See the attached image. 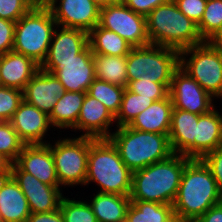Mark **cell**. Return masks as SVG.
Segmentation results:
<instances>
[{
    "label": "cell",
    "mask_w": 222,
    "mask_h": 222,
    "mask_svg": "<svg viewBox=\"0 0 222 222\" xmlns=\"http://www.w3.org/2000/svg\"><path fill=\"white\" fill-rule=\"evenodd\" d=\"M222 202L216 180L201 159H191L183 170L173 211L177 222H194Z\"/></svg>",
    "instance_id": "obj_1"
},
{
    "label": "cell",
    "mask_w": 222,
    "mask_h": 222,
    "mask_svg": "<svg viewBox=\"0 0 222 222\" xmlns=\"http://www.w3.org/2000/svg\"><path fill=\"white\" fill-rule=\"evenodd\" d=\"M190 160L174 153L165 160L133 171L130 200L173 205L183 170Z\"/></svg>",
    "instance_id": "obj_2"
},
{
    "label": "cell",
    "mask_w": 222,
    "mask_h": 222,
    "mask_svg": "<svg viewBox=\"0 0 222 222\" xmlns=\"http://www.w3.org/2000/svg\"><path fill=\"white\" fill-rule=\"evenodd\" d=\"M146 24L151 45L181 51L205 42L199 34L197 24L187 18L173 0L154 8L146 16Z\"/></svg>",
    "instance_id": "obj_3"
},
{
    "label": "cell",
    "mask_w": 222,
    "mask_h": 222,
    "mask_svg": "<svg viewBox=\"0 0 222 222\" xmlns=\"http://www.w3.org/2000/svg\"><path fill=\"white\" fill-rule=\"evenodd\" d=\"M132 174L109 139L90 143L85 185L92 181L98 183L101 193L130 195Z\"/></svg>",
    "instance_id": "obj_4"
},
{
    "label": "cell",
    "mask_w": 222,
    "mask_h": 222,
    "mask_svg": "<svg viewBox=\"0 0 222 222\" xmlns=\"http://www.w3.org/2000/svg\"><path fill=\"white\" fill-rule=\"evenodd\" d=\"M108 139L132 172L165 160L174 154L168 135L140 131L128 125L118 127Z\"/></svg>",
    "instance_id": "obj_5"
},
{
    "label": "cell",
    "mask_w": 222,
    "mask_h": 222,
    "mask_svg": "<svg viewBox=\"0 0 222 222\" xmlns=\"http://www.w3.org/2000/svg\"><path fill=\"white\" fill-rule=\"evenodd\" d=\"M55 19L49 8L32 7L15 24L13 51L41 65L50 47Z\"/></svg>",
    "instance_id": "obj_6"
},
{
    "label": "cell",
    "mask_w": 222,
    "mask_h": 222,
    "mask_svg": "<svg viewBox=\"0 0 222 222\" xmlns=\"http://www.w3.org/2000/svg\"><path fill=\"white\" fill-rule=\"evenodd\" d=\"M128 83L141 79L156 83H171L180 67V51L159 45L134 47L127 55Z\"/></svg>",
    "instance_id": "obj_7"
},
{
    "label": "cell",
    "mask_w": 222,
    "mask_h": 222,
    "mask_svg": "<svg viewBox=\"0 0 222 222\" xmlns=\"http://www.w3.org/2000/svg\"><path fill=\"white\" fill-rule=\"evenodd\" d=\"M189 54L191 56L186 60L185 56ZM180 68L212 97H222V51L208 41L181 50Z\"/></svg>",
    "instance_id": "obj_8"
},
{
    "label": "cell",
    "mask_w": 222,
    "mask_h": 222,
    "mask_svg": "<svg viewBox=\"0 0 222 222\" xmlns=\"http://www.w3.org/2000/svg\"><path fill=\"white\" fill-rule=\"evenodd\" d=\"M94 138L80 136L49 144L59 185H85L90 143Z\"/></svg>",
    "instance_id": "obj_9"
},
{
    "label": "cell",
    "mask_w": 222,
    "mask_h": 222,
    "mask_svg": "<svg viewBox=\"0 0 222 222\" xmlns=\"http://www.w3.org/2000/svg\"><path fill=\"white\" fill-rule=\"evenodd\" d=\"M98 25L117 33L133 48L150 45L146 17L129 9L121 0L100 7Z\"/></svg>",
    "instance_id": "obj_10"
},
{
    "label": "cell",
    "mask_w": 222,
    "mask_h": 222,
    "mask_svg": "<svg viewBox=\"0 0 222 222\" xmlns=\"http://www.w3.org/2000/svg\"><path fill=\"white\" fill-rule=\"evenodd\" d=\"M40 69L54 74L65 91L70 92H87L96 79L93 53L89 45L69 62H43Z\"/></svg>",
    "instance_id": "obj_11"
},
{
    "label": "cell",
    "mask_w": 222,
    "mask_h": 222,
    "mask_svg": "<svg viewBox=\"0 0 222 222\" xmlns=\"http://www.w3.org/2000/svg\"><path fill=\"white\" fill-rule=\"evenodd\" d=\"M169 95L177 109L201 115L214 108L213 97L180 67L173 74Z\"/></svg>",
    "instance_id": "obj_12"
},
{
    "label": "cell",
    "mask_w": 222,
    "mask_h": 222,
    "mask_svg": "<svg viewBox=\"0 0 222 222\" xmlns=\"http://www.w3.org/2000/svg\"><path fill=\"white\" fill-rule=\"evenodd\" d=\"M10 175L24 193L31 213L51 212L59 209L62 193L59 186H51L38 180L15 163H12Z\"/></svg>",
    "instance_id": "obj_13"
},
{
    "label": "cell",
    "mask_w": 222,
    "mask_h": 222,
    "mask_svg": "<svg viewBox=\"0 0 222 222\" xmlns=\"http://www.w3.org/2000/svg\"><path fill=\"white\" fill-rule=\"evenodd\" d=\"M50 9L57 27L84 30L89 33L99 23L100 6L92 0H60Z\"/></svg>",
    "instance_id": "obj_14"
},
{
    "label": "cell",
    "mask_w": 222,
    "mask_h": 222,
    "mask_svg": "<svg viewBox=\"0 0 222 222\" xmlns=\"http://www.w3.org/2000/svg\"><path fill=\"white\" fill-rule=\"evenodd\" d=\"M14 163L41 182L60 186L51 149L46 141L44 144H25Z\"/></svg>",
    "instance_id": "obj_15"
},
{
    "label": "cell",
    "mask_w": 222,
    "mask_h": 222,
    "mask_svg": "<svg viewBox=\"0 0 222 222\" xmlns=\"http://www.w3.org/2000/svg\"><path fill=\"white\" fill-rule=\"evenodd\" d=\"M64 92V86L54 74L39 69L26 84L23 99L49 116Z\"/></svg>",
    "instance_id": "obj_16"
},
{
    "label": "cell",
    "mask_w": 222,
    "mask_h": 222,
    "mask_svg": "<svg viewBox=\"0 0 222 222\" xmlns=\"http://www.w3.org/2000/svg\"><path fill=\"white\" fill-rule=\"evenodd\" d=\"M24 144H44L48 127L52 126L49 116L34 105L21 102L9 121Z\"/></svg>",
    "instance_id": "obj_17"
},
{
    "label": "cell",
    "mask_w": 222,
    "mask_h": 222,
    "mask_svg": "<svg viewBox=\"0 0 222 222\" xmlns=\"http://www.w3.org/2000/svg\"><path fill=\"white\" fill-rule=\"evenodd\" d=\"M114 120L115 117L103 103L86 93L77 123L73 128L85 131V134L80 136L108 139L112 134L108 132V128Z\"/></svg>",
    "instance_id": "obj_18"
},
{
    "label": "cell",
    "mask_w": 222,
    "mask_h": 222,
    "mask_svg": "<svg viewBox=\"0 0 222 222\" xmlns=\"http://www.w3.org/2000/svg\"><path fill=\"white\" fill-rule=\"evenodd\" d=\"M39 69L32 58L15 51L0 55V85L23 91Z\"/></svg>",
    "instance_id": "obj_19"
},
{
    "label": "cell",
    "mask_w": 222,
    "mask_h": 222,
    "mask_svg": "<svg viewBox=\"0 0 222 222\" xmlns=\"http://www.w3.org/2000/svg\"><path fill=\"white\" fill-rule=\"evenodd\" d=\"M199 115L173 107L169 141L173 153L194 159V136Z\"/></svg>",
    "instance_id": "obj_20"
},
{
    "label": "cell",
    "mask_w": 222,
    "mask_h": 222,
    "mask_svg": "<svg viewBox=\"0 0 222 222\" xmlns=\"http://www.w3.org/2000/svg\"><path fill=\"white\" fill-rule=\"evenodd\" d=\"M31 212L20 186L11 175L0 177V219L3 222H27Z\"/></svg>",
    "instance_id": "obj_21"
},
{
    "label": "cell",
    "mask_w": 222,
    "mask_h": 222,
    "mask_svg": "<svg viewBox=\"0 0 222 222\" xmlns=\"http://www.w3.org/2000/svg\"><path fill=\"white\" fill-rule=\"evenodd\" d=\"M88 33L84 30L64 28L54 30L47 56L43 62H69L88 46Z\"/></svg>",
    "instance_id": "obj_22"
},
{
    "label": "cell",
    "mask_w": 222,
    "mask_h": 222,
    "mask_svg": "<svg viewBox=\"0 0 222 222\" xmlns=\"http://www.w3.org/2000/svg\"><path fill=\"white\" fill-rule=\"evenodd\" d=\"M222 146V115L215 108L199 115L194 136V159Z\"/></svg>",
    "instance_id": "obj_23"
},
{
    "label": "cell",
    "mask_w": 222,
    "mask_h": 222,
    "mask_svg": "<svg viewBox=\"0 0 222 222\" xmlns=\"http://www.w3.org/2000/svg\"><path fill=\"white\" fill-rule=\"evenodd\" d=\"M173 104L170 95L154 101L128 125L145 132L169 135Z\"/></svg>",
    "instance_id": "obj_24"
},
{
    "label": "cell",
    "mask_w": 222,
    "mask_h": 222,
    "mask_svg": "<svg viewBox=\"0 0 222 222\" xmlns=\"http://www.w3.org/2000/svg\"><path fill=\"white\" fill-rule=\"evenodd\" d=\"M130 203L129 195L98 192L90 205L98 222H125Z\"/></svg>",
    "instance_id": "obj_25"
},
{
    "label": "cell",
    "mask_w": 222,
    "mask_h": 222,
    "mask_svg": "<svg viewBox=\"0 0 222 222\" xmlns=\"http://www.w3.org/2000/svg\"><path fill=\"white\" fill-rule=\"evenodd\" d=\"M86 93L65 91L58 98L49 115L52 127L73 128L77 123Z\"/></svg>",
    "instance_id": "obj_26"
},
{
    "label": "cell",
    "mask_w": 222,
    "mask_h": 222,
    "mask_svg": "<svg viewBox=\"0 0 222 222\" xmlns=\"http://www.w3.org/2000/svg\"><path fill=\"white\" fill-rule=\"evenodd\" d=\"M88 44L93 54L127 56L133 48L115 32L95 26L88 33Z\"/></svg>",
    "instance_id": "obj_27"
},
{
    "label": "cell",
    "mask_w": 222,
    "mask_h": 222,
    "mask_svg": "<svg viewBox=\"0 0 222 222\" xmlns=\"http://www.w3.org/2000/svg\"><path fill=\"white\" fill-rule=\"evenodd\" d=\"M125 222H177V219L171 204L131 201Z\"/></svg>",
    "instance_id": "obj_28"
},
{
    "label": "cell",
    "mask_w": 222,
    "mask_h": 222,
    "mask_svg": "<svg viewBox=\"0 0 222 222\" xmlns=\"http://www.w3.org/2000/svg\"><path fill=\"white\" fill-rule=\"evenodd\" d=\"M96 79L127 87V56L93 54Z\"/></svg>",
    "instance_id": "obj_29"
},
{
    "label": "cell",
    "mask_w": 222,
    "mask_h": 222,
    "mask_svg": "<svg viewBox=\"0 0 222 222\" xmlns=\"http://www.w3.org/2000/svg\"><path fill=\"white\" fill-rule=\"evenodd\" d=\"M125 87L95 79L89 86L87 94L99 100L116 117L120 111Z\"/></svg>",
    "instance_id": "obj_30"
},
{
    "label": "cell",
    "mask_w": 222,
    "mask_h": 222,
    "mask_svg": "<svg viewBox=\"0 0 222 222\" xmlns=\"http://www.w3.org/2000/svg\"><path fill=\"white\" fill-rule=\"evenodd\" d=\"M154 101L149 97H143L140 94H135L125 88L120 111L115 117L117 127L129 125L134 118L147 109Z\"/></svg>",
    "instance_id": "obj_31"
},
{
    "label": "cell",
    "mask_w": 222,
    "mask_h": 222,
    "mask_svg": "<svg viewBox=\"0 0 222 222\" xmlns=\"http://www.w3.org/2000/svg\"><path fill=\"white\" fill-rule=\"evenodd\" d=\"M197 27L204 41H209L222 28V0H207L203 17Z\"/></svg>",
    "instance_id": "obj_32"
},
{
    "label": "cell",
    "mask_w": 222,
    "mask_h": 222,
    "mask_svg": "<svg viewBox=\"0 0 222 222\" xmlns=\"http://www.w3.org/2000/svg\"><path fill=\"white\" fill-rule=\"evenodd\" d=\"M59 208L64 222H98L90 203L62 197Z\"/></svg>",
    "instance_id": "obj_33"
},
{
    "label": "cell",
    "mask_w": 222,
    "mask_h": 222,
    "mask_svg": "<svg viewBox=\"0 0 222 222\" xmlns=\"http://www.w3.org/2000/svg\"><path fill=\"white\" fill-rule=\"evenodd\" d=\"M24 142L9 121H0V153L14 163L21 153Z\"/></svg>",
    "instance_id": "obj_34"
},
{
    "label": "cell",
    "mask_w": 222,
    "mask_h": 222,
    "mask_svg": "<svg viewBox=\"0 0 222 222\" xmlns=\"http://www.w3.org/2000/svg\"><path fill=\"white\" fill-rule=\"evenodd\" d=\"M171 83H156L147 80H133L127 85V89L143 97H149L153 101L162 100L169 95Z\"/></svg>",
    "instance_id": "obj_35"
},
{
    "label": "cell",
    "mask_w": 222,
    "mask_h": 222,
    "mask_svg": "<svg viewBox=\"0 0 222 222\" xmlns=\"http://www.w3.org/2000/svg\"><path fill=\"white\" fill-rule=\"evenodd\" d=\"M23 100L22 90L0 85V121H10Z\"/></svg>",
    "instance_id": "obj_36"
},
{
    "label": "cell",
    "mask_w": 222,
    "mask_h": 222,
    "mask_svg": "<svg viewBox=\"0 0 222 222\" xmlns=\"http://www.w3.org/2000/svg\"><path fill=\"white\" fill-rule=\"evenodd\" d=\"M32 7L28 0H0V18L17 22Z\"/></svg>",
    "instance_id": "obj_37"
},
{
    "label": "cell",
    "mask_w": 222,
    "mask_h": 222,
    "mask_svg": "<svg viewBox=\"0 0 222 222\" xmlns=\"http://www.w3.org/2000/svg\"><path fill=\"white\" fill-rule=\"evenodd\" d=\"M177 8L197 25L200 23L207 0H173Z\"/></svg>",
    "instance_id": "obj_38"
},
{
    "label": "cell",
    "mask_w": 222,
    "mask_h": 222,
    "mask_svg": "<svg viewBox=\"0 0 222 222\" xmlns=\"http://www.w3.org/2000/svg\"><path fill=\"white\" fill-rule=\"evenodd\" d=\"M201 160L209 168L213 178L216 180L218 190L222 194V146L207 153Z\"/></svg>",
    "instance_id": "obj_39"
},
{
    "label": "cell",
    "mask_w": 222,
    "mask_h": 222,
    "mask_svg": "<svg viewBox=\"0 0 222 222\" xmlns=\"http://www.w3.org/2000/svg\"><path fill=\"white\" fill-rule=\"evenodd\" d=\"M16 22L0 18V55L13 51Z\"/></svg>",
    "instance_id": "obj_40"
},
{
    "label": "cell",
    "mask_w": 222,
    "mask_h": 222,
    "mask_svg": "<svg viewBox=\"0 0 222 222\" xmlns=\"http://www.w3.org/2000/svg\"><path fill=\"white\" fill-rule=\"evenodd\" d=\"M129 9L143 16H147L154 8L168 0H121Z\"/></svg>",
    "instance_id": "obj_41"
},
{
    "label": "cell",
    "mask_w": 222,
    "mask_h": 222,
    "mask_svg": "<svg viewBox=\"0 0 222 222\" xmlns=\"http://www.w3.org/2000/svg\"><path fill=\"white\" fill-rule=\"evenodd\" d=\"M27 222H64L60 208L51 212L31 213Z\"/></svg>",
    "instance_id": "obj_42"
},
{
    "label": "cell",
    "mask_w": 222,
    "mask_h": 222,
    "mask_svg": "<svg viewBox=\"0 0 222 222\" xmlns=\"http://www.w3.org/2000/svg\"><path fill=\"white\" fill-rule=\"evenodd\" d=\"M194 222H222V202L212 206Z\"/></svg>",
    "instance_id": "obj_43"
},
{
    "label": "cell",
    "mask_w": 222,
    "mask_h": 222,
    "mask_svg": "<svg viewBox=\"0 0 222 222\" xmlns=\"http://www.w3.org/2000/svg\"><path fill=\"white\" fill-rule=\"evenodd\" d=\"M12 162L0 153V177L10 175Z\"/></svg>",
    "instance_id": "obj_44"
},
{
    "label": "cell",
    "mask_w": 222,
    "mask_h": 222,
    "mask_svg": "<svg viewBox=\"0 0 222 222\" xmlns=\"http://www.w3.org/2000/svg\"><path fill=\"white\" fill-rule=\"evenodd\" d=\"M208 42L216 49L222 51V28Z\"/></svg>",
    "instance_id": "obj_45"
},
{
    "label": "cell",
    "mask_w": 222,
    "mask_h": 222,
    "mask_svg": "<svg viewBox=\"0 0 222 222\" xmlns=\"http://www.w3.org/2000/svg\"><path fill=\"white\" fill-rule=\"evenodd\" d=\"M33 7L48 8L51 5H56L57 0H28Z\"/></svg>",
    "instance_id": "obj_46"
},
{
    "label": "cell",
    "mask_w": 222,
    "mask_h": 222,
    "mask_svg": "<svg viewBox=\"0 0 222 222\" xmlns=\"http://www.w3.org/2000/svg\"><path fill=\"white\" fill-rule=\"evenodd\" d=\"M92 1L95 2L98 6L103 7V6H107L109 4L116 3L120 0H92Z\"/></svg>",
    "instance_id": "obj_47"
}]
</instances>
